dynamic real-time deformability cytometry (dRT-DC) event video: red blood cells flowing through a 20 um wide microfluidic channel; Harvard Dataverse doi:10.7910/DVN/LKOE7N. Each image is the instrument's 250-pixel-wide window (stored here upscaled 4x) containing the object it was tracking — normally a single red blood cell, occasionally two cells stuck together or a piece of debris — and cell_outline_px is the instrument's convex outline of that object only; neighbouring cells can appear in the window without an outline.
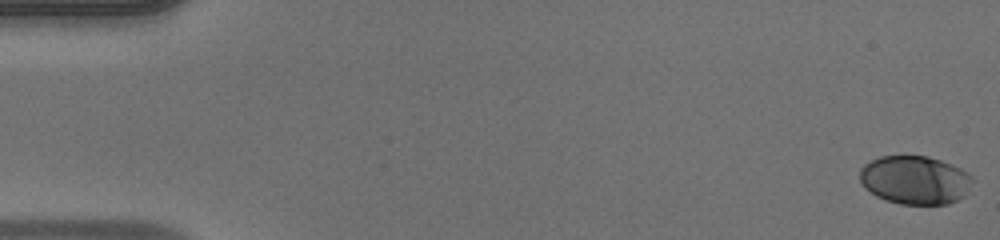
{"species": "human", "species_latin": "Homo sapiens", "temperature_condition": "warm", "stored_images_in_passage": 49, "camera_frame_rate_fps": 3000, "um_per_image_px": 0.085, "donor": {"sex": "male"}, "frame": {"image": 1, "passage_image": 1, "time_ms": 0.0, "image_size_px": [1000, 240], "cell_outline_px": [[976, 180], [964, 196], [948, 204], [900, 204], [876, 196], [864, 188], [860, 180], [860, 168], [864, 164], [880, 156], [928, 156], [952, 164], [968, 172]], "centroid_in_image_um": [77.8, 15.3], "position_along_channel_um": 7.2, "area_um2": 32.08}}
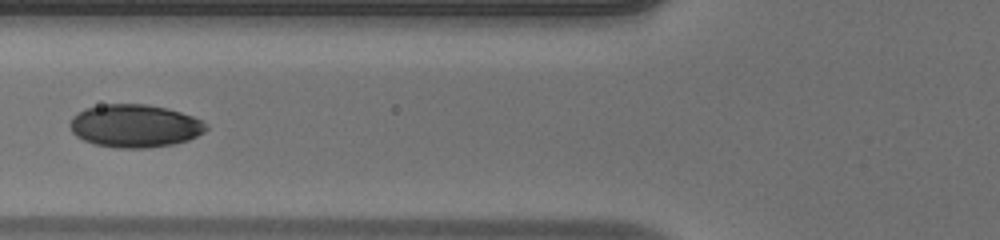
{"frame": {"image": 2, "passage_image": 20, "time_ms": 6.333, "image_size_px": [1000, 240], "cell_outline_px": [[208, 128], [204, 132], [188, 140], [172, 144], [148, 148], [116, 148], [96, 144], [84, 140], [76, 136], [72, 132], [68, 124], [72, 116], [76, 112], [84, 108], [104, 104], [148, 104], [168, 108], [192, 116], [208, 124]], "centroid_in_image_um": [11.43, 10.69], "position_along_channel_um": 114.4, "area_um2": 34.28}}
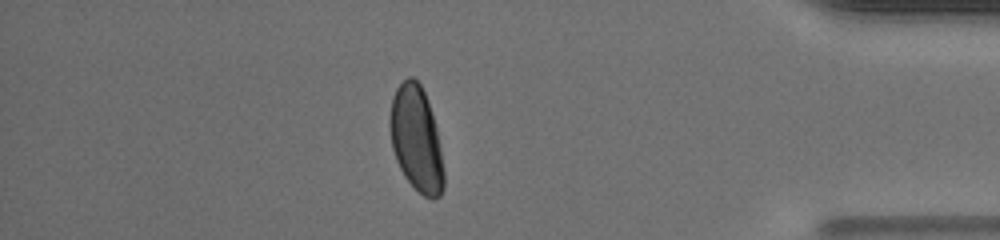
{"frame": {"image": 3, "passage_image": 43, "time_ms": 14.0, "image_size_px": [1000, 240], "cell_outline_px": [[444, 188], [440, 196], [432, 200], [424, 196], [404, 176], [396, 160], [392, 148], [388, 124], [388, 120], [392, 96], [396, 88], [408, 76], [412, 76], [420, 84], [428, 100], [436, 128], [444, 168]], "centroid_in_image_um": [35.37, 11.81], "position_along_channel_um": 399.8, "area_um2": 33.23}, "authors_computed_cell_mechanics": {"area_um2": 32.8304, "velocity_mm_per_s": 4.1821, "shape_relaxation_time_tau1_ms": 3.1592, "shape_relaxation_time_tau2_ms": null, "deformation_change_tau1": 0.1438, "deformation_change_tau2": null}}